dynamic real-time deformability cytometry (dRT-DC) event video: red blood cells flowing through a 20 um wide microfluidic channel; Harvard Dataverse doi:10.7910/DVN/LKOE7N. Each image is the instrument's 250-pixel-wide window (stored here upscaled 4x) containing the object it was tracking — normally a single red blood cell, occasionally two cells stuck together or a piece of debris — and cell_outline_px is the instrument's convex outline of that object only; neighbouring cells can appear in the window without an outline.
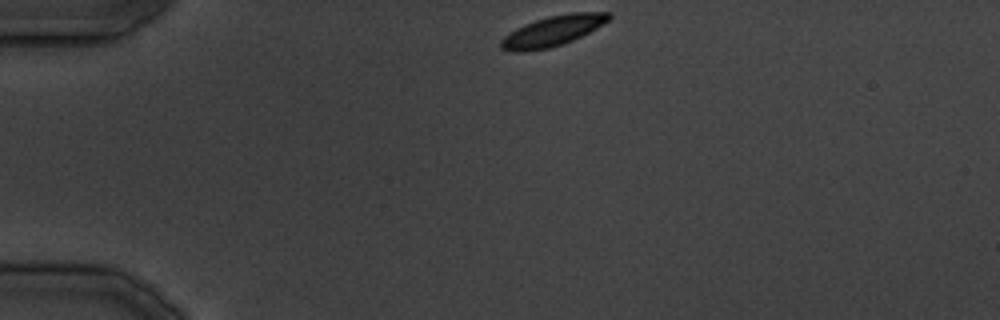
{"species": "common noctule bat (a hibernating species)", "species_latin": "Nyctalus noctula", "temperature_condition": "cold", "stored_images_in_passage": 7, "camera_frame_rate_fps": 3000, "um_per_image_px": 0.085, "animal": {"sex": "male", "body_mass_g": 19.5, "forearm_length_mm": 54.6}, "frame": {"image": 1, "passage_image": 1, "time_ms": 0.0, "image_size_px": [1000, 320], "cell_outline_px": [[612, 16], [608, 20], [596, 28], [572, 40], [548, 48], [524, 52], [508, 52], [500, 48], [500, 40], [504, 36], [516, 28], [524, 24], [548, 16], [572, 12], [612, 12]], "centroid_in_image_um": [46.93, 2.63], "position_along_channel_um": 38.1, "area_um2": 18.96}}